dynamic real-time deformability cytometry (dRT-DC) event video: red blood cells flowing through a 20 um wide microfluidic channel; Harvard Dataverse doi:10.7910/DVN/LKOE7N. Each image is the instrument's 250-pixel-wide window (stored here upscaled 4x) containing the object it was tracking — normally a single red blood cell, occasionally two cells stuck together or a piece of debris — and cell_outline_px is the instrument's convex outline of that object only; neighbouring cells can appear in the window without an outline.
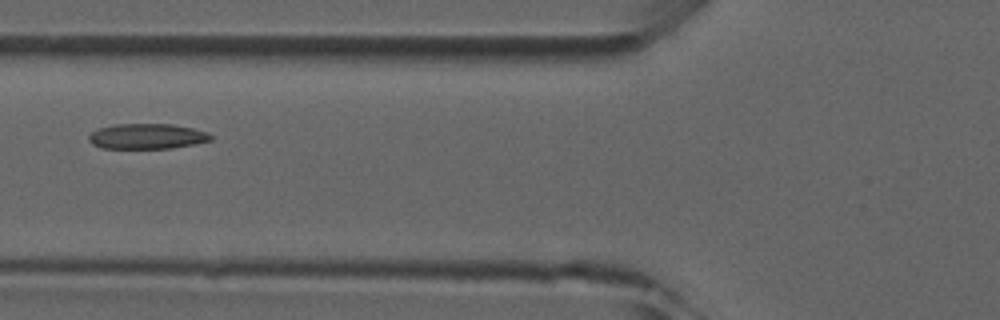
{"species": "common noctule bat (a hibernating species)", "species_latin": "Nyctalus noctula", "temperature_condition": "room temperature", "stored_images_in_passage": 8, "camera_frame_rate_fps": 3000, "um_per_image_px": 0.085, "animal": {"sex": "male", "forearm_length_mm": 52.5}, "frame": {"image": 1, "passage_image": 6, "time_ms": 5.667, "image_size_px": [1000, 320], "cell_outline_px": [[212, 140], [172, 148], [100, 148], [92, 144], [88, 140], [88, 136], [92, 132], [100, 128], [116, 124], [172, 124], [192, 128], [208, 132], [212, 136]], "centroid_in_image_um": [12.49, 11.58], "position_along_channel_um": 113.3, "area_um2": 17.92}}
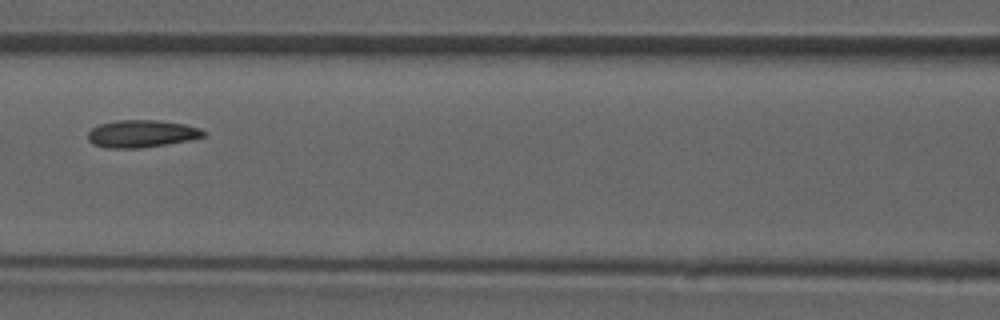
{"frame": {"image": 2, "passage_image": 7, "time_ms": 6.667, "image_size_px": [1000, 320], "cell_outline_px": [[204, 136], [188, 140], [140, 148], [104, 148], [92, 144], [88, 140], [88, 132], [92, 128], [100, 124], [116, 120], [156, 120], [184, 124], [200, 128], [204, 132]], "centroid_in_image_um": [11.98, 11.36], "position_along_channel_um": 154.6, "area_um2": 18.32}}
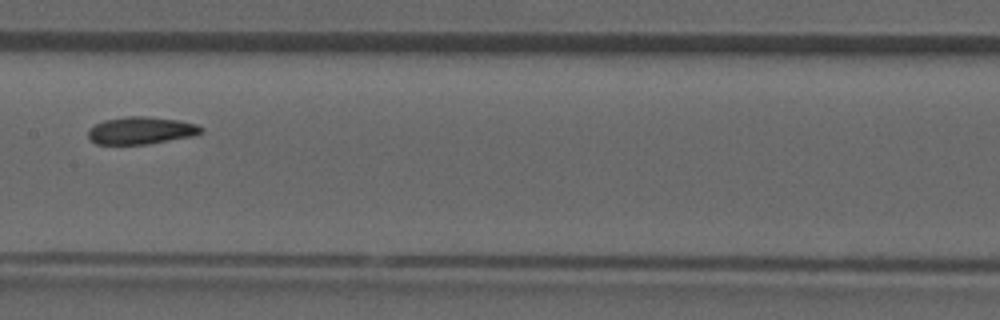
{"frame": {"image": 3, "passage_image": 8, "time_ms": 7.667, "image_size_px": [1000, 320], "cell_outline_px": [[204, 128], [196, 136], [148, 144], [96, 144], [88, 140], [88, 128], [104, 120], [128, 116], [148, 116], [180, 120], [196, 124]], "centroid_in_image_um": [11.99, 11.09], "position_along_channel_um": 195.4, "area_um2": 18.26}}